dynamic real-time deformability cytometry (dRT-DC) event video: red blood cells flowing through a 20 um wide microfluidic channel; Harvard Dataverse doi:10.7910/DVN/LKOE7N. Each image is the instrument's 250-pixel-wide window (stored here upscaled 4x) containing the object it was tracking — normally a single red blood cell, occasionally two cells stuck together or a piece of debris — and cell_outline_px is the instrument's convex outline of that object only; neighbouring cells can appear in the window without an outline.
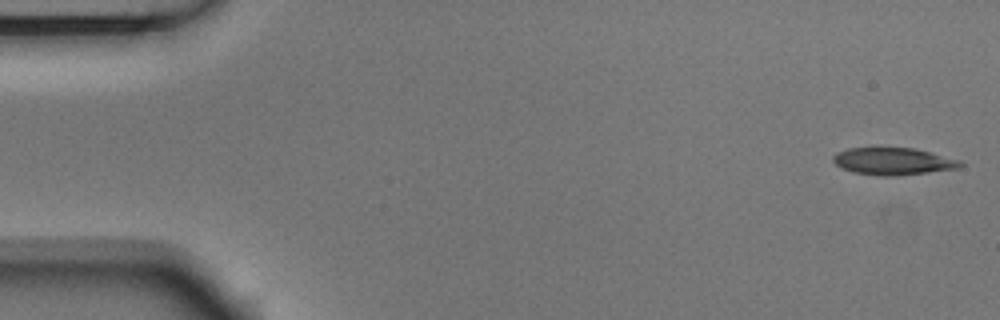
{"species": "Egyptian fruit bat (a non-hibernating species)", "species_latin": "Rousettus aegyptiacus", "temperature_condition": "room temperature", "stored_images_in_passage": 52, "camera_frame_rate_fps": 3000, "um_per_image_px": 0.085, "animal": {"sex": "male"}, "frame": {"image": 1, "passage_image": 1, "time_ms": 0.0, "image_size_px": [1000, 320], "cell_outline_px": [[964, 164], [960, 168], [928, 172], [888, 176], [884, 176], [856, 172], [844, 168], [836, 164], [832, 160], [832, 156], [836, 152], [848, 148], [912, 148], [960, 160]], "centroid_in_image_um": [75.91, 13.7], "position_along_channel_um": 9.1, "area_um2": 19.71}}
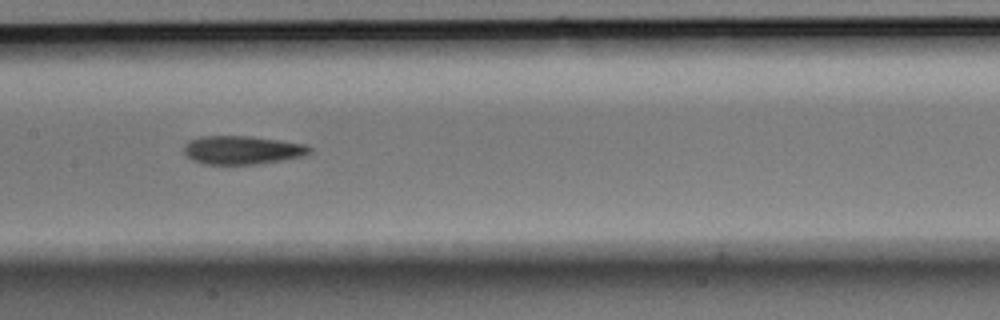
{"frame": {"image": 2, "passage_image": 26, "time_ms": 8.333, "image_size_px": [1000, 320], "cell_outline_px": [[312, 152], [304, 156], [284, 160], [260, 164], [204, 164], [192, 160], [184, 152], [184, 148], [192, 140], [200, 136], [252, 136], [280, 140], [304, 144], [312, 148]], "centroid_in_image_um": [20.65, 12.76], "position_along_channel_um": 186.7, "area_um2": 20.87}}
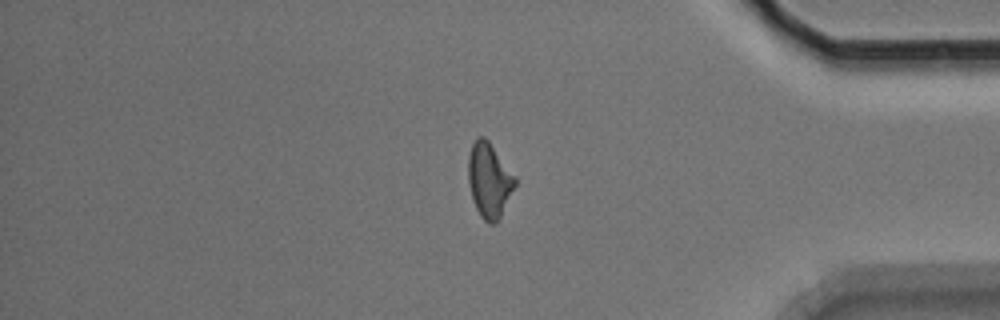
{"frame": {"image": 3, "passage_image": 45, "time_ms": 14.667, "image_size_px": [1000, 320], "cell_outline_px": [[516, 184], [496, 224], [488, 224], [480, 216], [472, 200], [468, 184], [468, 156], [472, 144], [476, 136], [484, 136], [488, 140], [516, 176]], "centroid_in_image_um": [41.56, 15.31], "position_along_channel_um": 393.6, "area_um2": 20.52}}